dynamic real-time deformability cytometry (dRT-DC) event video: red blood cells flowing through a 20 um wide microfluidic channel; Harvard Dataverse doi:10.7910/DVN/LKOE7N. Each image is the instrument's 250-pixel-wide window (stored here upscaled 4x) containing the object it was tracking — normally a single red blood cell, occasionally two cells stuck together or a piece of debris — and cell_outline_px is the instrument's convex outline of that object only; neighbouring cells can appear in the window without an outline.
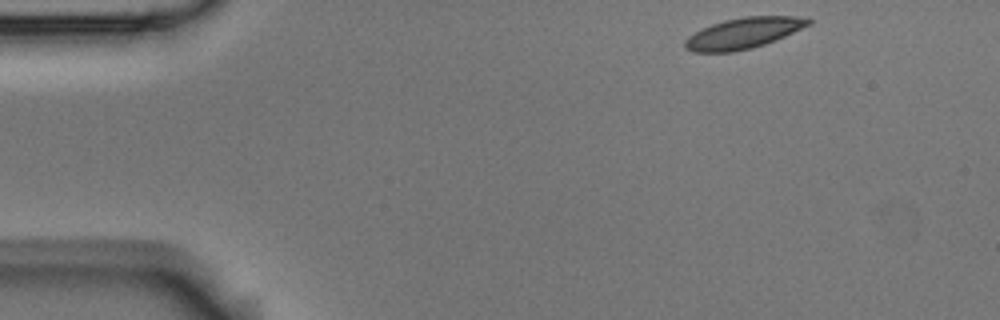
{"species": "Egyptian fruit bat (a non-hibernating species)", "species_latin": "Rousettus aegyptiacus", "temperature_condition": "room temperature", "stored_images_in_passage": 5, "camera_frame_rate_fps": 3000, "um_per_image_px": 0.085, "animal": {"sex": "male"}, "frame": {"image": 1, "passage_image": 1, "time_ms": 0.0, "image_size_px": [1000, 320], "cell_outline_px": [[812, 24], [784, 36], [764, 44], [752, 48], [732, 52], [692, 52], [684, 48], [684, 40], [688, 36], [712, 24], [724, 20], [744, 16], [796, 16], [812, 20]], "centroid_in_image_um": [63.17, 2.82], "position_along_channel_um": 21.8, "area_um2": 22.08}}
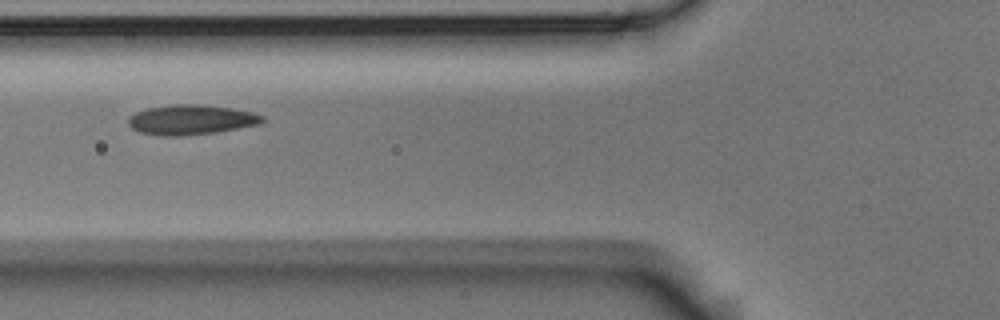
{"frame": {"image": 2, "passage_image": 5, "time_ms": 1.333, "image_size_px": [1000, 320], "cell_outline_px": [[264, 120], [260, 124], [216, 132], [180, 136], [160, 136], [140, 132], [132, 128], [128, 124], [128, 116], [136, 112], [148, 108], [172, 104], [196, 104], [232, 108], [252, 112], [264, 116]], "centroid_in_image_um": [16.22, 10.18], "position_along_channel_um": 109.6, "area_um2": 23.35}}